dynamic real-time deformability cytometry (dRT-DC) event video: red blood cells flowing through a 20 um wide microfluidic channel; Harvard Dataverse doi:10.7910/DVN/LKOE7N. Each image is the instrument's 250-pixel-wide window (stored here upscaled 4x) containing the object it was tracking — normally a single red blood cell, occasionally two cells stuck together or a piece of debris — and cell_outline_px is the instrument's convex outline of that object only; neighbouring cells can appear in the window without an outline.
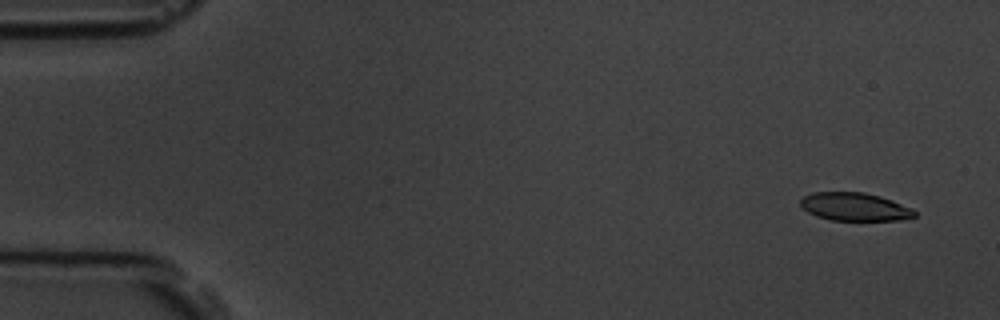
{"species": "common noctule bat (a hibernating species)", "species_latin": "Nyctalus noctula", "temperature_condition": "room temperature", "stored_images_in_passage": 7, "camera_frame_rate_fps": 3000, "um_per_image_px": 0.085, "animal": {"sex": "male", "body_mass_g": 19.5, "forearm_length_mm": 54.6}, "frame": {"image": 1, "passage_image": 1, "time_ms": 0.0, "image_size_px": [1000, 320], "cell_outline_px": [[916, 216], [896, 220], [832, 220], [816, 216], [808, 212], [800, 204], [800, 200], [804, 196], [812, 192], [864, 192], [880, 196], [892, 200], [912, 208], [916, 212]], "centroid_in_image_um": [72.64, 17.57], "position_along_channel_um": 12.4, "area_um2": 18.61}}
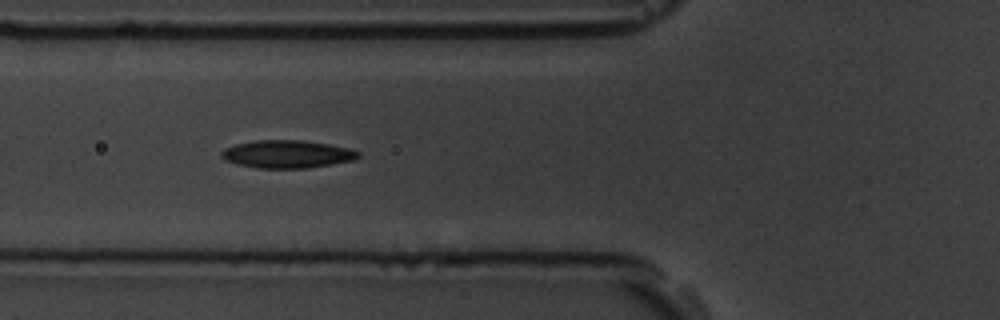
{"frame": {"image": 2, "passage_image": 6, "time_ms": 5.667, "image_size_px": [1000, 320], "cell_outline_px": [[360, 156], [352, 160], [332, 164], [308, 168], [256, 168], [236, 164], [224, 160], [220, 156], [220, 152], [224, 148], [236, 144], [256, 140], [304, 140], [328, 144], [348, 148], [360, 152]], "centroid_in_image_um": [24.36, 13.1], "position_along_channel_um": 101.4, "area_um2": 22.25}}
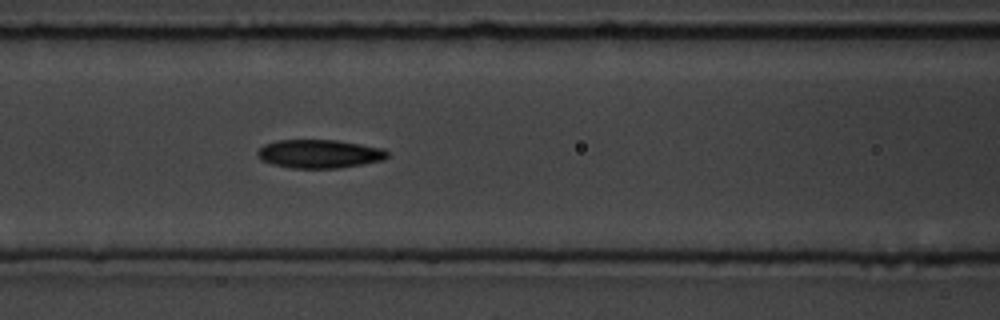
{"frame": {"image": 3, "passage_image": 7, "time_ms": 6.667, "image_size_px": [1000, 320], "cell_outline_px": [[388, 156], [384, 160], [364, 164], [340, 168], [292, 168], [272, 164], [260, 160], [256, 156], [256, 152], [264, 144], [276, 140], [336, 140], [384, 148], [388, 152]], "centroid_in_image_um": [27.14, 13.08], "position_along_channel_um": 139.5, "area_um2": 21.79}}